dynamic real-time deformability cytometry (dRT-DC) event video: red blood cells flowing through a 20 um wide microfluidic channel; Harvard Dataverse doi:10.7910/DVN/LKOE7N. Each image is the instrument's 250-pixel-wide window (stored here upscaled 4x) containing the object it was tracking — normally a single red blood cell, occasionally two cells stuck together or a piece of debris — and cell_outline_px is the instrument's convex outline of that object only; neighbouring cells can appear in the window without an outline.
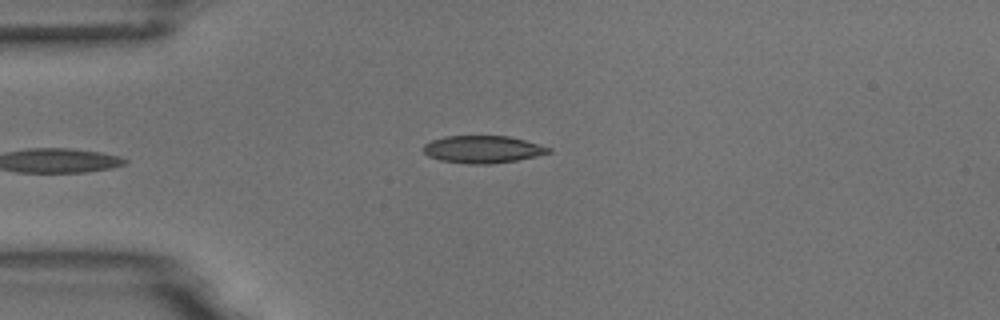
{"species": "common noctule bat (a hibernating species)", "species_latin": "Nyctalus noctula", "temperature_condition": "room temperature", "stored_images_in_passage": 5, "camera_frame_rate_fps": 3000, "um_per_image_px": 0.085, "animal": {"sex": "male", "body_mass_g": 18.8}, "frame": {"image": 1, "passage_image": 5, "time_ms": 1.333, "image_size_px": [1000, 320], "cell_outline_px": [[552, 152], [536, 156], [516, 160], [492, 164], [468, 164], [440, 160], [428, 156], [424, 152], [424, 144], [432, 140], [444, 136], [508, 136], [524, 140], [552, 148]], "centroid_in_image_um": [41.03, 12.69], "position_along_channel_um": 44.0, "area_um2": 19.94}}